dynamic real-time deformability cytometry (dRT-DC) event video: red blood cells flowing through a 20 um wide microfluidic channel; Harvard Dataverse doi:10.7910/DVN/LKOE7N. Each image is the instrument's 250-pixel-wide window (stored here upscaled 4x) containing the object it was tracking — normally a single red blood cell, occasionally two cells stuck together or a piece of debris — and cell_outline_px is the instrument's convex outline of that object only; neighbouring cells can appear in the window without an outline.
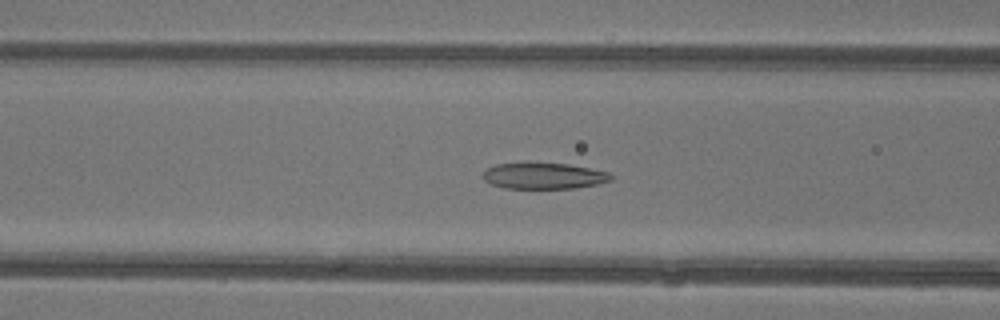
{"species": "common noctule bat (a hibernating species)", "species_latin": "Nyctalus noctula", "temperature_condition": "warm", "stored_images_in_passage": 36, "camera_frame_rate_fps": 3000, "um_per_image_px": 0.085, "animal": {"sex": "female"}, "frame": {"image": 1, "passage_image": 9, "time_ms": 2.667, "image_size_px": [1000, 320], "cell_outline_px": [[616, 176], [612, 180], [596, 184], [576, 188], [504, 188], [492, 184], [484, 180], [484, 172], [488, 168], [496, 164], [524, 160], [568, 164], [608, 172]], "centroid_in_image_um": [46.21, 14.91], "position_along_channel_um": 120.4, "area_um2": 20.11}}
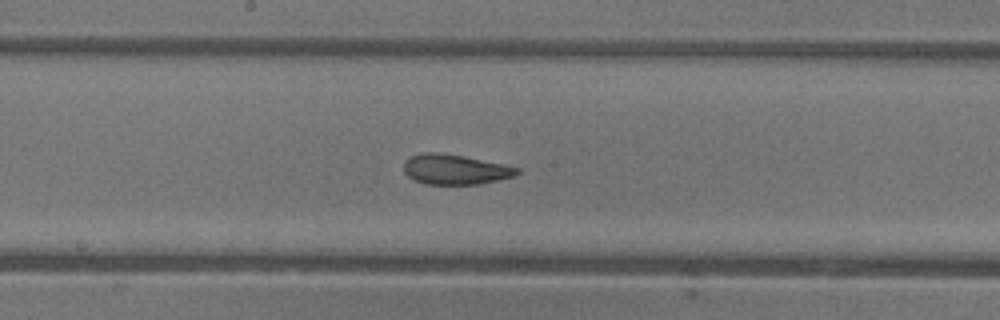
{"frame": {"image": 2, "passage_image": 15, "time_ms": 4.667, "image_size_px": [1000, 320], "cell_outline_px": [[520, 172], [512, 176], [480, 184], [424, 184], [408, 176], [404, 172], [404, 160], [412, 156], [424, 152], [436, 152], [464, 156], [504, 164], [520, 168]], "centroid_in_image_um": [38.67, 14.39], "position_along_channel_um": 209.5, "area_um2": 19.71}}
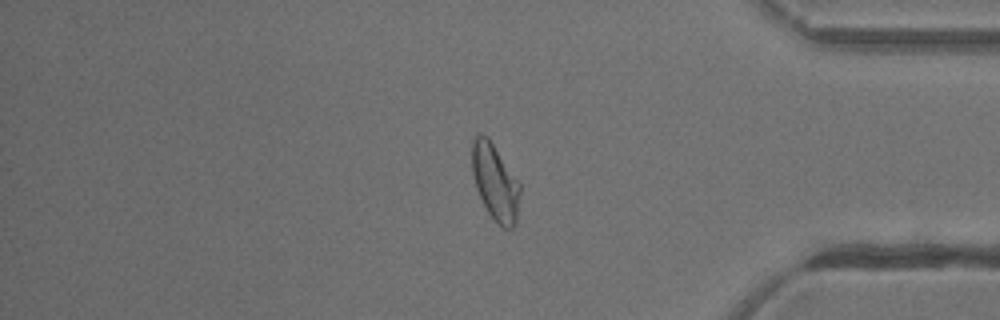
{"frame": {"image": 3, "passage_image": 29, "time_ms": 9.333, "image_size_px": [1000, 320], "cell_outline_px": [[520, 192], [516, 224], [512, 228], [504, 228], [488, 212], [476, 188], [472, 172], [472, 140], [480, 132], [488, 136], [520, 184]], "centroid_in_image_um": [42.08, 15.45], "position_along_channel_um": 393.1, "area_um2": 21.1}, "authors_computed_cell_mechanics": {"area_um2": 21.1548, "velocity_mm_per_s": 4.4459, "shape_relaxation_time_tau1_ms": 8.1376, "shape_relaxation_time_tau2_ms": 1.2145, "deformation_change_tau1": 0.243, "deformation_change_tau2": 0.0712}}